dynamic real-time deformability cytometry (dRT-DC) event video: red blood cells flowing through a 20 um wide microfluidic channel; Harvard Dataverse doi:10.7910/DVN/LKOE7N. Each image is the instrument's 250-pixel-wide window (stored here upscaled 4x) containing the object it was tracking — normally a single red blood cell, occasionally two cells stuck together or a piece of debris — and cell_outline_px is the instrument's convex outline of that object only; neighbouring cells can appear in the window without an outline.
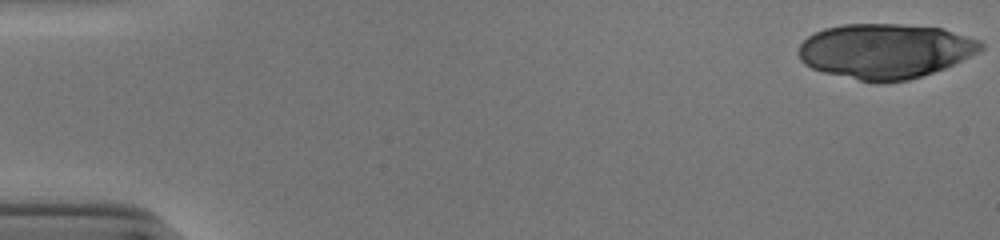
{"species": "human", "species_latin": "Homo sapiens", "temperature_condition": "cold", "stored_images_in_passage": 23, "camera_frame_rate_fps": 3000, "um_per_image_px": 0.085, "donor": {"sex": "male"}, "frame": {"image": 1, "passage_image": 1, "time_ms": 0.0, "image_size_px": [1000, 240], "cell_outline_px": [[984, 48], [980, 52], [944, 68], [908, 80], [884, 84], [876, 84], [824, 72], [812, 68], [804, 64], [800, 60], [796, 52], [800, 44], [808, 36], [824, 28], [844, 24], [900, 24], [940, 28], [980, 40], [984, 44]], "centroid_in_image_um": [75.22, 4.35], "position_along_channel_um": 9.8, "area_um2": 58.55}}